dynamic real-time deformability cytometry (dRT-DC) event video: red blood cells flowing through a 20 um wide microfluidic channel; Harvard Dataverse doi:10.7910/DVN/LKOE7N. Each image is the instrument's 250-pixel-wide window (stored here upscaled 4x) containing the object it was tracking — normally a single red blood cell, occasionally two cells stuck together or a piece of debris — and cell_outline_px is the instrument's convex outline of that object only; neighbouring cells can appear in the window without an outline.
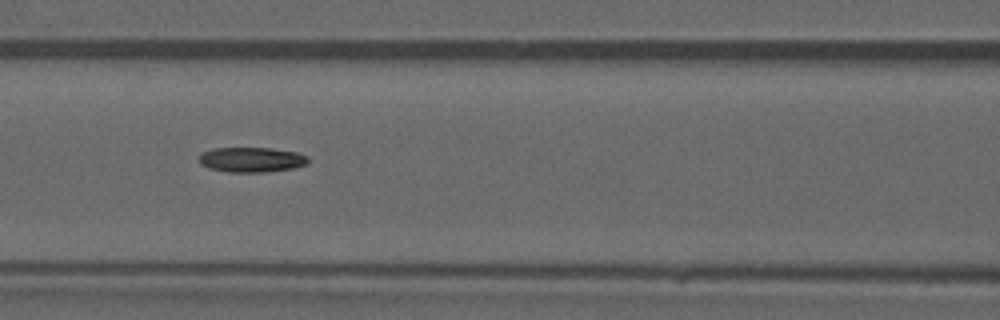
{"species": "common noctule bat (a hibernating species)", "species_latin": "Nyctalus noctula", "temperature_condition": "warm", "stored_images_in_passage": 47, "camera_frame_rate_fps": 3000, "um_per_image_px": 0.085, "animal": {"sex": "male", "forearm_length_mm": 52.5}, "frame": {"image": 1, "passage_image": 21, "time_ms": 6.667, "image_size_px": [1000, 320], "cell_outline_px": [[308, 164], [296, 168], [264, 172], [228, 172], [208, 168], [200, 164], [200, 156], [204, 152], [212, 148], [272, 148], [300, 152], [308, 156]], "centroid_in_image_um": [21.44, 13.57], "position_along_channel_um": 145.2, "area_um2": 16.07}}